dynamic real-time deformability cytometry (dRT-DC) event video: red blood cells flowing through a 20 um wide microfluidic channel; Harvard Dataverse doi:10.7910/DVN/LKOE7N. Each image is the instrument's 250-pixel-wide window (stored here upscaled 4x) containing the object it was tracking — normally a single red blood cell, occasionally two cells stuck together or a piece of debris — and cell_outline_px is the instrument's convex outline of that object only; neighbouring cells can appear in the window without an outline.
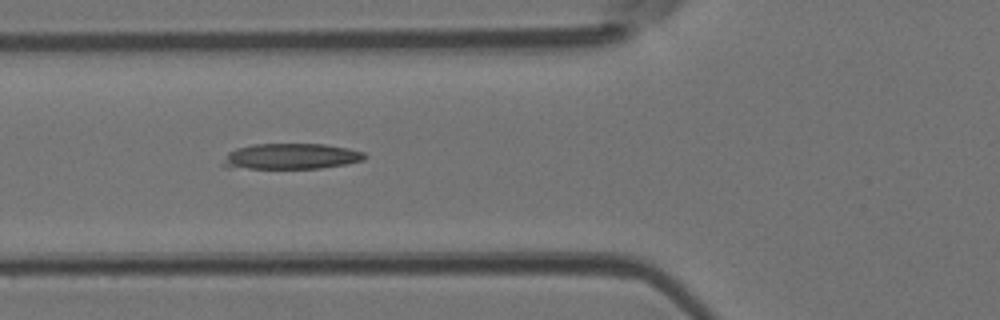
{"species": "Egyptian fruit bat (a non-hibernating species)", "species_latin": "Rousettus aegyptiacus", "temperature_condition": "room temperature", "stored_images_in_passage": 8, "camera_frame_rate_fps": 3000, "um_per_image_px": 0.085, "animal": {"sex": "female"}, "frame": {"image": 1, "passage_image": 6, "time_ms": 1.667, "image_size_px": [1000, 320], "cell_outline_px": [[368, 156], [364, 160], [348, 164], [320, 168], [224, 168], [220, 164], [228, 152], [236, 148], [252, 144], [324, 144], [348, 148], [364, 152]], "centroid_in_image_um": [24.72, 13.29], "position_along_channel_um": 101.1, "area_um2": 21.5}}
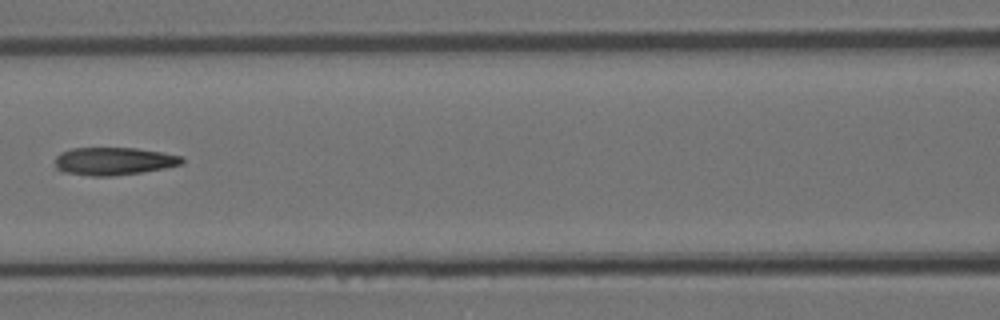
{"frame": {"image": 2, "passage_image": 7, "time_ms": 2.0, "image_size_px": [1000, 320], "cell_outline_px": [[184, 164], [164, 168], [140, 172], [112, 176], [92, 176], [64, 172], [56, 168], [56, 156], [60, 152], [72, 148], [136, 148], [184, 156]], "centroid_in_image_um": [9.69, 13.69], "position_along_channel_um": 156.9, "area_um2": 20.52}}
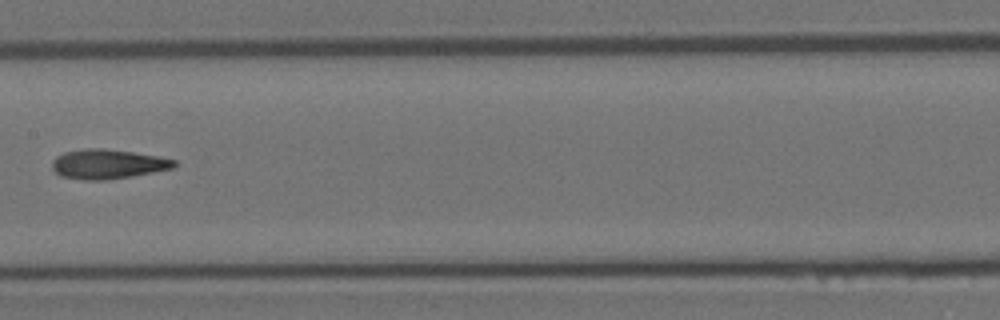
{"frame": {"image": 3, "passage_image": 8, "time_ms": 2.333, "image_size_px": [1000, 320], "cell_outline_px": [[176, 164], [172, 168], [132, 176], [104, 180], [84, 180], [60, 176], [52, 168], [52, 160], [56, 156], [64, 152], [84, 148], [104, 148], [160, 156], [176, 160]], "centroid_in_image_um": [9.13, 13.94], "position_along_channel_um": 198.3, "area_um2": 21.04}}